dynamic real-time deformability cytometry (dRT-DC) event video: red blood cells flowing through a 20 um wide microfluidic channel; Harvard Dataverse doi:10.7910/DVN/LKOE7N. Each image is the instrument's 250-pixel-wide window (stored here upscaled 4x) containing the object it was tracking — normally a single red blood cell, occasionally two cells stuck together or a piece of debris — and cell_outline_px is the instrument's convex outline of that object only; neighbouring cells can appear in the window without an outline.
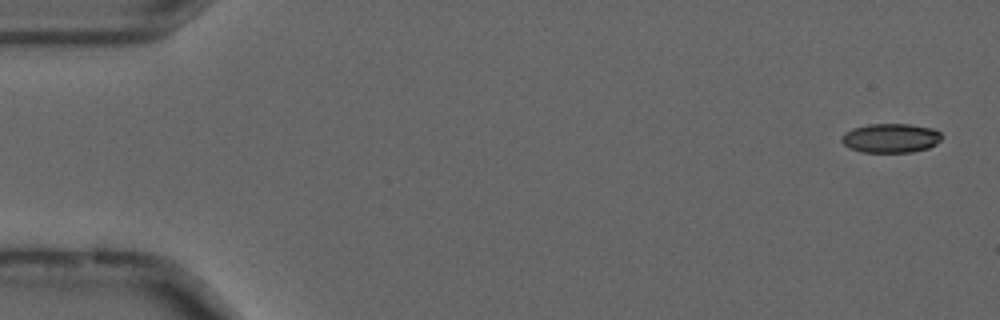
{"species": "common noctule bat (a hibernating species)", "species_latin": "Nyctalus noctula", "temperature_condition": "cold", "stored_images_in_passage": 55, "camera_frame_rate_fps": 3000, "um_per_image_px": 0.085, "animal": {"sex": "male", "forearm_length_mm": 52.5}, "frame": {"image": 1, "passage_image": 2, "time_ms": 0.333, "image_size_px": [1000, 320], "cell_outline_px": [[940, 140], [936, 144], [928, 148], [912, 152], [860, 152], [848, 148], [840, 140], [840, 136], [844, 132], [852, 128], [868, 124], [908, 124], [932, 128], [940, 132]], "centroid_in_image_um": [75.65, 11.74], "position_along_channel_um": 9.3, "area_um2": 17.17}}
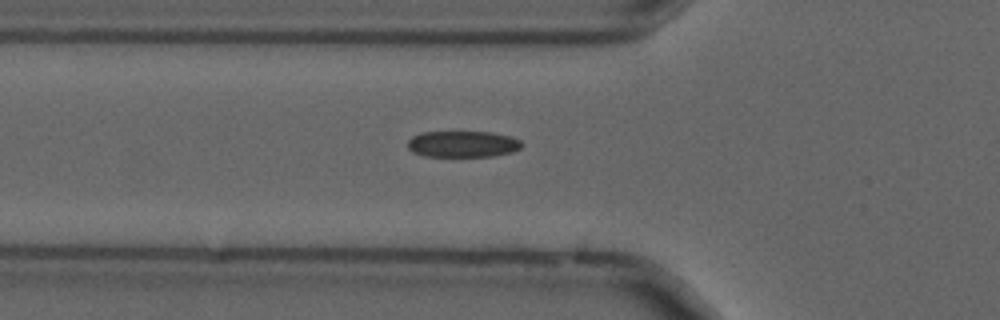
{"frame": {"image": 2, "passage_image": 19, "time_ms": 6.0, "image_size_px": [1000, 320], "cell_outline_px": [[524, 144], [520, 148], [512, 152], [492, 156], [424, 156], [412, 152], [408, 148], [408, 140], [412, 136], [420, 132], [492, 132], [512, 136], [520, 140]], "centroid_in_image_um": [39.34, 12.24], "position_along_channel_um": 86.5, "area_um2": 17.63}}
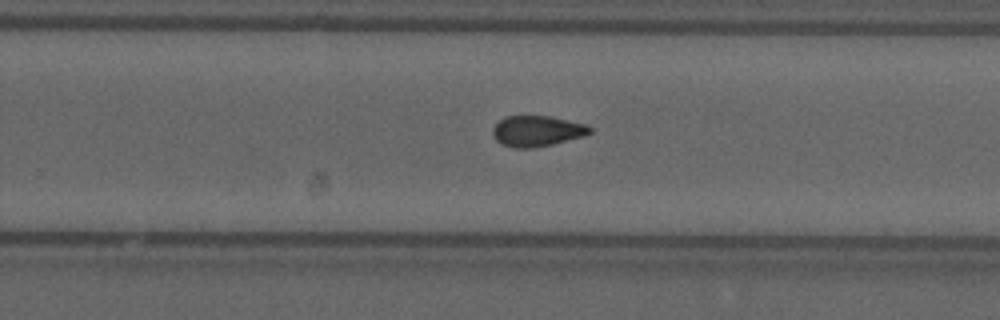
{"frame": {"image": 3, "passage_image": 35, "time_ms": 11.333, "image_size_px": [1000, 320], "cell_outline_px": [[592, 132], [584, 136], [552, 144], [532, 148], [512, 148], [500, 144], [492, 136], [492, 128], [504, 116], [548, 116], [588, 124], [592, 128]], "centroid_in_image_um": [45.63, 11.14], "position_along_channel_um": 284.2, "area_um2": 17.57}, "authors_computed_cell_mechanics": {"area_um2": 17.5712, "velocity_mm_per_s": 3.6976, "shape_relaxation_time_tau1_ms": null, "shape_relaxation_time_tau2_ms": 2.9036, "deformation_change_tau1": null, "deformation_change_tau2": 0.0912}}